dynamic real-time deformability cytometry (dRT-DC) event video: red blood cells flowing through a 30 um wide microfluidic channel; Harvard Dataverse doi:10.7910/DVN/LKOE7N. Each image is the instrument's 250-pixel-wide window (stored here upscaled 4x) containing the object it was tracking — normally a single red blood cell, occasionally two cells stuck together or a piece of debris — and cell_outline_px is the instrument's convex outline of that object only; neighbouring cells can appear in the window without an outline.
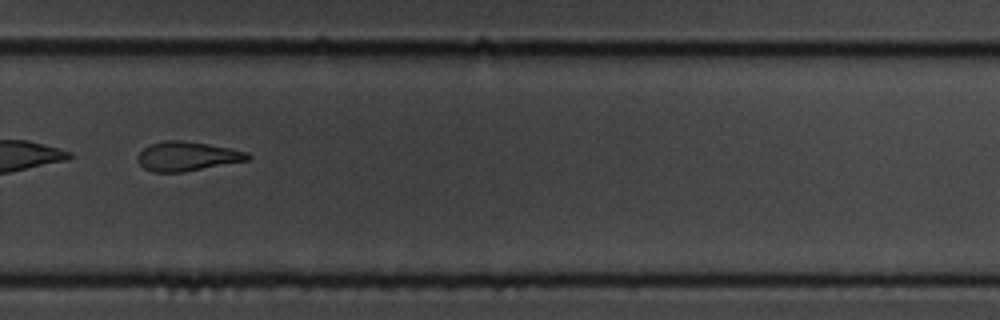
{"species": "common noctule bat (a hibernating species)", "species_latin": "Nyctalus noctula", "temperature_condition": "cold", "stored_images_in_passage": 38, "camera_frame_rate_fps": 3000, "um_per_image_px": 0.085, "animal": {"sex": "male", "body_mass_g": 19.5, "forearm_length_mm": 54.6}, "frame": {"image": 1, "passage_image": 22, "time_ms": 7.0, "image_size_px": [1000, 320], "cell_outline_px": [[252, 156], [248, 160], [184, 172], [152, 172], [144, 168], [136, 160], [136, 156], [144, 148], [152, 144], [164, 140], [184, 140], [208, 144], [248, 152]], "centroid_in_image_um": [15.89, 13.28], "position_along_channel_um": 313.9, "area_um2": 18.79}, "authors_computed_cell_mechanics": {"area_um2": 19.363, "velocity_mm_per_s": 3.5966, "shape_relaxation_time_tau1_ms": 6.9106, "shape_relaxation_time_tau2_ms": 3.6291, "deformation_change_tau1": 0.1818, "deformation_change_tau2": 0.1158}}